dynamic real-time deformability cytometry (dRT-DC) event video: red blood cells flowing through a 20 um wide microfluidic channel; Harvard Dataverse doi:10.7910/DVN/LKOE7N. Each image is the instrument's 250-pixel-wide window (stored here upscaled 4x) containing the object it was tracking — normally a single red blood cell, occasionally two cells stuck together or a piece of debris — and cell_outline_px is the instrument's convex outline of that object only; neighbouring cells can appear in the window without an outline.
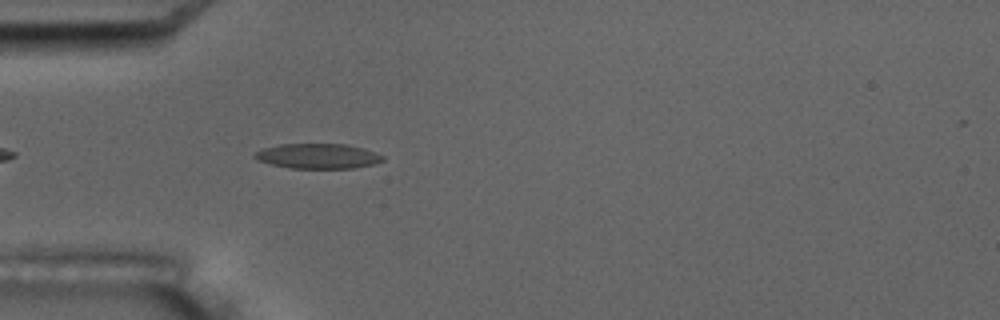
{"species": "common noctule bat (a hibernating species)", "species_latin": "Nyctalus noctula", "temperature_condition": "room temperature", "stored_images_in_passage": 2, "camera_frame_rate_fps": 3000, "um_per_image_px": 0.085, "animal": {"sex": "male", "body_mass_g": 17.5, "forearm_length_mm": 52.3}, "frame": {"image": 1, "passage_image": 2, "time_ms": 1.0, "image_size_px": [1000, 320], "cell_outline_px": [[384, 160], [376, 164], [352, 168], [288, 168], [256, 160], [252, 156], [256, 152], [264, 148], [280, 144], [348, 144], [364, 148], [376, 152], [384, 156]], "centroid_in_image_um": [27.05, 13.27], "position_along_channel_um": 58.0, "area_um2": 18.79}}